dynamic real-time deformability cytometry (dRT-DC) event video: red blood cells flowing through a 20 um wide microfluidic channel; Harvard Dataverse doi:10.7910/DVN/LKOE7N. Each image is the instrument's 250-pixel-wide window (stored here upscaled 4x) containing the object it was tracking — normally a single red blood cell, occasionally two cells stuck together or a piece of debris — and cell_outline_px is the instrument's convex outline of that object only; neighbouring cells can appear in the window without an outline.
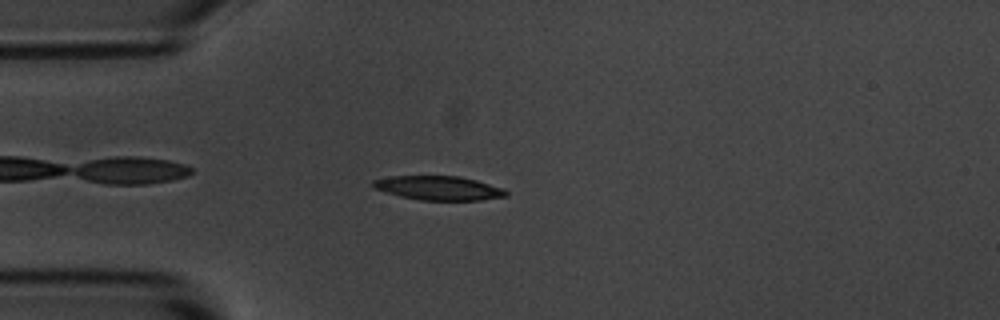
{"species": "common noctule bat (a hibernating species)", "species_latin": "Nyctalus noctula", "temperature_condition": "room temperature", "stored_images_in_passage": 46, "camera_frame_rate_fps": 3000, "um_per_image_px": 0.085, "animal": {"sex": "male", "body_mass_g": 20.1, "forearm_length_mm": 53.5}, "frame": {"image": 1, "passage_image": 5, "time_ms": 1.333, "image_size_px": [1000, 320], "cell_outline_px": [[508, 196], [480, 200], [420, 200], [400, 196], [376, 188], [372, 184], [372, 180], [388, 176], [460, 176], [476, 180], [504, 188], [508, 192]], "centroid_in_image_um": [37.32, 15.98], "position_along_channel_um": 47.7, "area_um2": 18.61}}
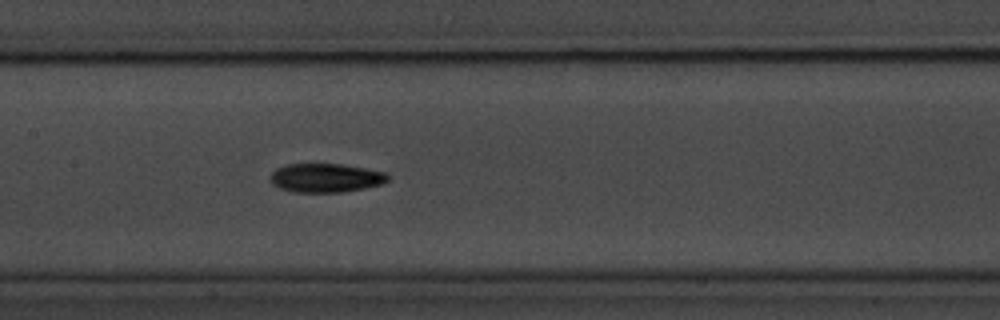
{"frame": {"image": 2, "passage_image": 17, "time_ms": 5.333, "image_size_px": [1000, 320], "cell_outline_px": [[388, 180], [384, 184], [364, 188], [340, 192], [292, 192], [280, 188], [272, 184], [272, 172], [276, 168], [284, 164], [340, 164], [388, 172]], "centroid_in_image_um": [27.71, 15.12], "position_along_channel_um": 179.7, "area_um2": 19.77}}
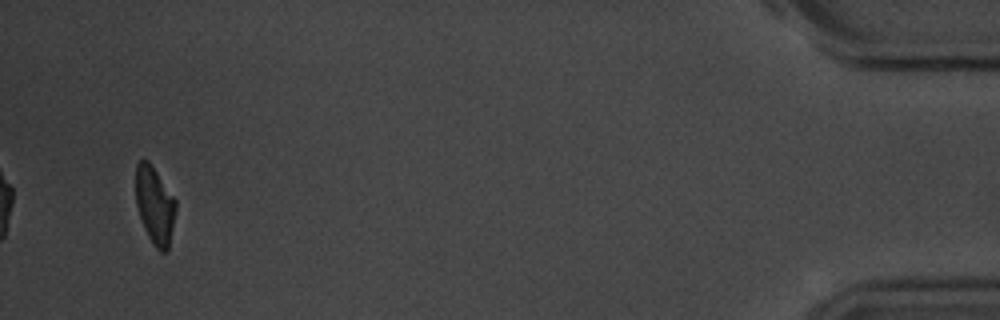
{"frame": {"image": 3, "passage_image": 44, "time_ms": 14.333, "image_size_px": [1000, 320], "cell_outline_px": [[176, 208], [168, 252], [160, 252], [152, 244], [144, 228], [136, 204], [136, 164], [140, 160], [148, 160], [176, 200]], "centroid_in_image_um": [13.16, 17.48], "position_along_channel_um": 422.0, "area_um2": 17.98}, "authors_computed_cell_mechanics": {"area_um2": 19.4497, "velocity_mm_per_s": 3.5974, "shape_relaxation_time_tau1_ms": 3.5979, "shape_relaxation_time_tau2_ms": 8.8029, "deformation_change_tau1": 0.1708, "deformation_change_tau2": 0.1541}}